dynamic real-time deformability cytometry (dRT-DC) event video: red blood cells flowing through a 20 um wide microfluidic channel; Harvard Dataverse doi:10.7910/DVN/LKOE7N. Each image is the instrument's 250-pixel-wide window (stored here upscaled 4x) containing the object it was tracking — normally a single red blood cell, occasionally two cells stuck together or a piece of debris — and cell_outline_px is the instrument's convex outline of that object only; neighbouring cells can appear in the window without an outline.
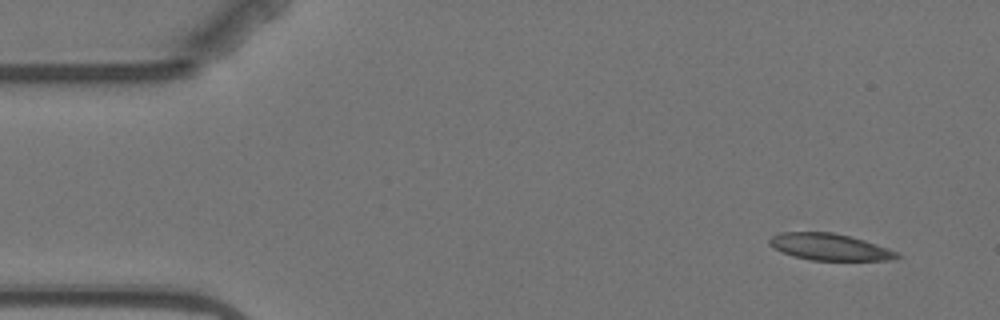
{"species": "Egyptian fruit bat (a non-hibernating species)", "species_latin": "Rousettus aegyptiacus", "temperature_condition": "warm", "stored_images_in_passage": 4, "camera_frame_rate_fps": 3000, "um_per_image_px": 0.085, "animal": {"sex": "female"}, "frame": {"image": 1, "passage_image": 1, "time_ms": 0.0, "image_size_px": [1000, 320], "cell_outline_px": [[900, 256], [888, 260], [812, 260], [796, 256], [784, 252], [768, 244], [768, 240], [772, 236], [780, 232], [832, 232], [852, 236], [888, 248], [896, 252]], "centroid_in_image_um": [70.51, 20.97], "position_along_channel_um": 14.5, "area_um2": 19.54}}
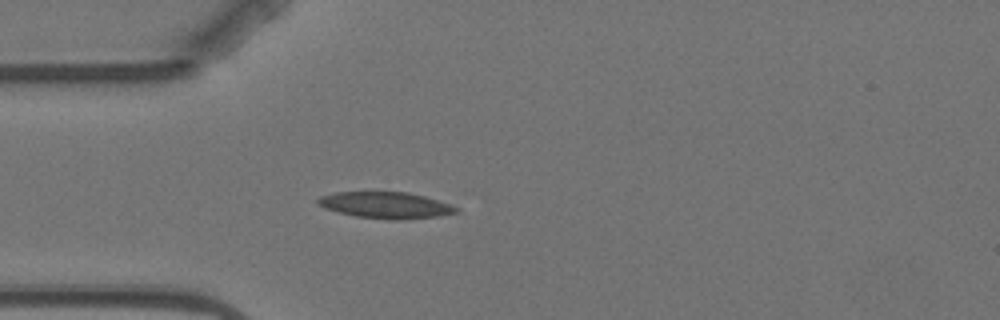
{"frame": {"image": 2, "passage_image": 4, "time_ms": 3.667, "image_size_px": [1000, 320], "cell_outline_px": [[460, 212], [440, 216], [396, 220], [356, 216], [324, 208], [316, 204], [316, 200], [320, 196], [336, 192], [408, 192], [424, 196], [460, 208]], "centroid_in_image_um": [32.78, 17.43], "position_along_channel_um": 52.2, "area_um2": 21.15}}